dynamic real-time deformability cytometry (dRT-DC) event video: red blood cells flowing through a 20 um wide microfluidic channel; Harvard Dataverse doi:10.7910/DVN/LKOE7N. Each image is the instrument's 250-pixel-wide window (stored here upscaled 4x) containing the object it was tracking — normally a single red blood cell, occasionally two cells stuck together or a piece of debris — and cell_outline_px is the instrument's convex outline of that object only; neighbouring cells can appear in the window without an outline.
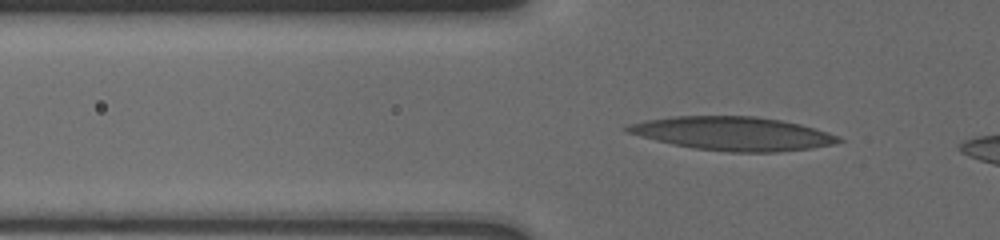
{"species": "human", "species_latin": "Homo sapiens", "temperature_condition": "cold", "stored_images_in_passage": 35, "camera_frame_rate_fps": 3000, "um_per_image_px": 0.085, "donor": {"sex": "male"}, "frame": {"image": 1, "passage_image": 6, "time_ms": 1.667, "image_size_px": [1000, 240], "cell_outline_px": [[844, 140], [836, 144], [812, 148], [780, 152], [728, 152], [692, 148], [672, 144], [624, 132], [624, 128], [628, 124], [644, 120], [672, 116], [756, 116], [780, 120], [800, 124], [816, 128], [840, 136]], "centroid_in_image_um": [62.31, 11.35], "position_along_channel_um": 63.5, "area_um2": 41.73}}
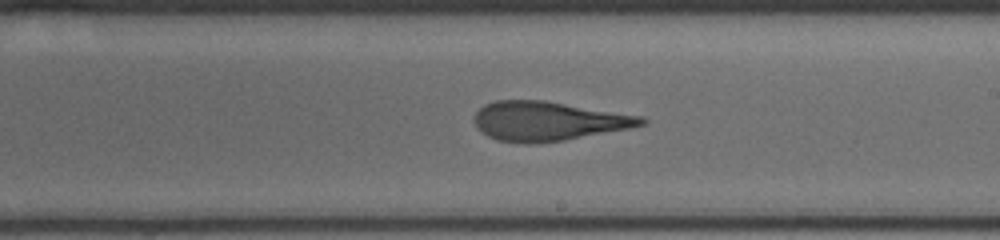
{"frame": {"image": 2, "passage_image": 22, "time_ms": 6.667, "image_size_px": [1000, 240], "cell_outline_px": [[648, 120], [644, 124], [628, 128], [564, 140], [528, 144], [524, 144], [496, 140], [480, 132], [476, 128], [472, 120], [476, 112], [484, 104], [496, 100], [544, 100], [644, 116]], "centroid_in_image_um": [46.54, 10.29], "position_along_channel_um": 242.5, "area_um2": 38.38}}
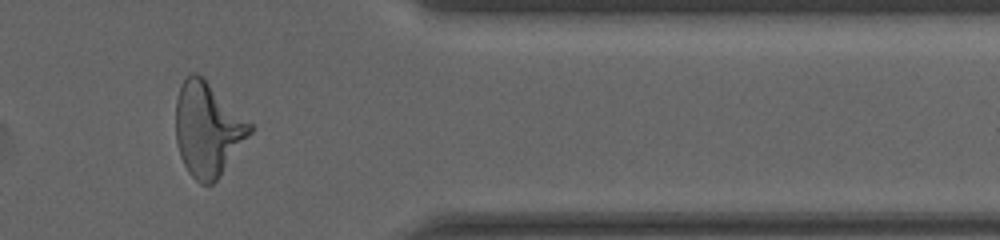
{"frame": {"image": 3, "passage_image": 33, "time_ms": 11.0, "image_size_px": [1000, 240], "cell_outline_px": [[252, 132], [220, 176], [212, 184], [200, 184], [188, 172], [180, 156], [176, 140], [176, 100], [180, 84], [192, 72], [196, 72], [252, 124]], "centroid_in_image_um": [17.63, 11.01], "position_along_channel_um": 393.8, "area_um2": 40.0}, "authors_computed_cell_mechanics": {"area_um2": 38.726, "velocity_mm_per_s": 3.7612, "shape_relaxation_time_tau1_ms": 9.9124, "shape_relaxation_time_tau2_ms": 2.1321, "deformation_change_tau1": 0.29, "deformation_change_tau2": 0.1287}}